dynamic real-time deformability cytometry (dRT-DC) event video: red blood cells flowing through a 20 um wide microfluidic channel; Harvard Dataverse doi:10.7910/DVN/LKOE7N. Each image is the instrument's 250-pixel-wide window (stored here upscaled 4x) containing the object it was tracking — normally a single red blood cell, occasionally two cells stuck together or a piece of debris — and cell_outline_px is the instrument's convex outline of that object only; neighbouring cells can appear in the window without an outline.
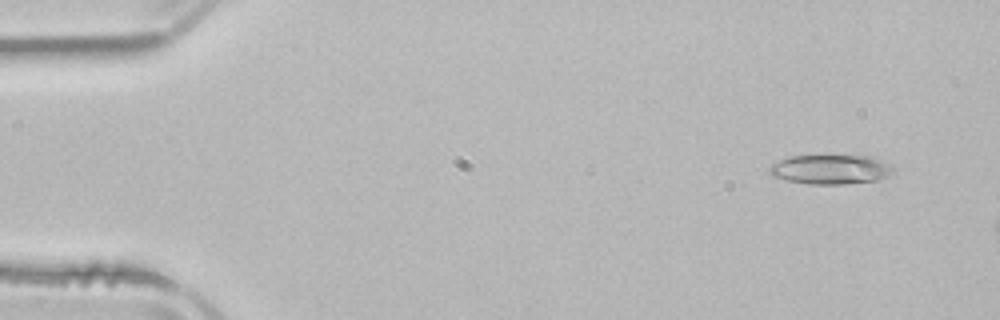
{"species": "common noctule bat (a hibernating species)", "species_latin": "Nyctalus noctula", "temperature_condition": "room temperature", "stored_images_in_passage": 3, "camera_frame_rate_fps": 3000, "um_per_image_px": 0.085, "animal": {"sex": "male", "body_mass_g": 21.5, "forearm_length_mm": 52.0}, "frame": {"image": 1, "passage_image": 1, "time_ms": 0.0, "image_size_px": [1000, 320], "cell_outline_px": [[896, 168], [888, 176], [880, 180], [844, 184], [808, 184], [788, 180], [772, 176], [768, 172], [768, 168], [772, 164], [788, 156], [868, 156], [880, 160]], "centroid_in_image_um": [70.6, 14.41], "position_along_channel_um": 14.4, "area_um2": 21.21}}